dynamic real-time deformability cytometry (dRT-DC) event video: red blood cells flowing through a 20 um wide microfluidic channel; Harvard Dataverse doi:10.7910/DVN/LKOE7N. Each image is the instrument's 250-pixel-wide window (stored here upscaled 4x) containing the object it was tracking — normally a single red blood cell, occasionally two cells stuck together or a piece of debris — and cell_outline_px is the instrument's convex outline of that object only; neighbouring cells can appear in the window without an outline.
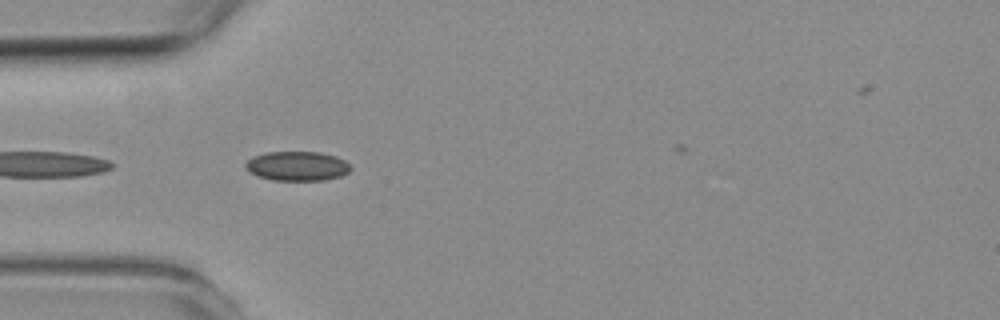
{"species": "common noctule bat (a hibernating species)", "species_latin": "Nyctalus noctula", "temperature_condition": "room temperature", "stored_images_in_passage": 4, "camera_frame_rate_fps": 3000, "um_per_image_px": 0.085, "animal": {"sex": "female", "body_mass_g": 19.3, "forearm_length_mm": 54.1}, "frame": {"image": 1, "passage_image": 3, "time_ms": 2.333, "image_size_px": [1000, 320], "cell_outline_px": [[352, 168], [348, 172], [340, 176], [324, 180], [272, 180], [256, 176], [244, 168], [244, 164], [252, 156], [264, 152], [320, 152], [336, 156], [344, 160]], "centroid_in_image_um": [25.22, 14.11], "position_along_channel_um": 59.8, "area_um2": 18.15}}
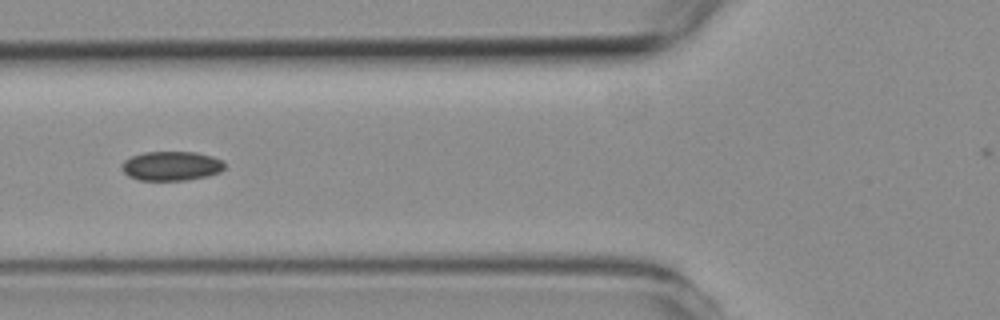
{"frame": {"image": 2, "passage_image": 4, "time_ms": 3.667, "image_size_px": [1000, 320], "cell_outline_px": [[224, 168], [220, 172], [208, 176], [188, 180], [140, 180], [128, 176], [124, 172], [120, 164], [124, 160], [132, 156], [144, 152], [196, 152], [212, 156], [224, 160]], "centroid_in_image_um": [14.58, 14.1], "position_along_channel_um": 111.2, "area_um2": 17.69}}